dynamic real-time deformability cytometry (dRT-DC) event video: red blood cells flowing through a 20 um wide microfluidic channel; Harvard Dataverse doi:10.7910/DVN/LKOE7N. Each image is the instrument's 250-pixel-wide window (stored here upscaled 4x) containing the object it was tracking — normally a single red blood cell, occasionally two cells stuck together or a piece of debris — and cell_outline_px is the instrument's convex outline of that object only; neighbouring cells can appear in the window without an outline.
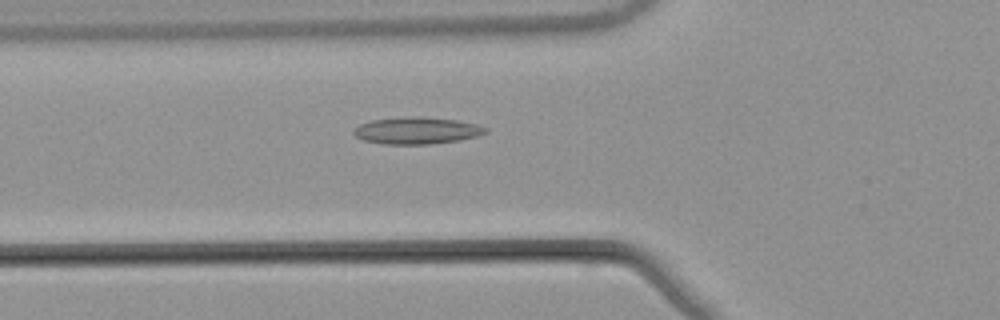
{"species": "common noctule bat (a hibernating species)", "species_latin": "Nyctalus noctula", "temperature_condition": "warm", "stored_images_in_passage": 54, "camera_frame_rate_fps": 3000, "um_per_image_px": 0.085, "animal": {"sex": "male", "body_mass_g": 21.5, "forearm_length_mm": 52.0}, "frame": {"image": 1, "passage_image": 20, "time_ms": 6.333, "image_size_px": [1000, 320], "cell_outline_px": [[488, 132], [476, 136], [460, 140], [432, 144], [384, 144], [364, 140], [356, 136], [352, 132], [352, 128], [360, 124], [372, 120], [404, 116], [416, 116], [456, 120], [476, 124], [488, 128]], "centroid_in_image_um": [35.41, 11.09], "position_along_channel_um": 90.4, "area_um2": 20.75}}
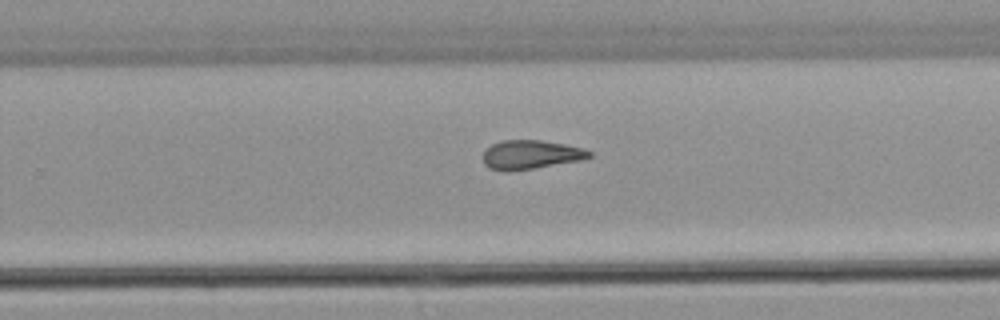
{"frame": {"image": 2, "passage_image": 35, "time_ms": 11.333, "image_size_px": [1000, 320], "cell_outline_px": [[592, 156], [580, 160], [536, 168], [508, 172], [488, 168], [484, 164], [484, 152], [492, 144], [500, 140], [540, 140], [564, 144], [584, 148], [592, 152]], "centroid_in_image_um": [45.11, 13.15], "position_along_channel_um": 284.7, "area_um2": 17.98}}
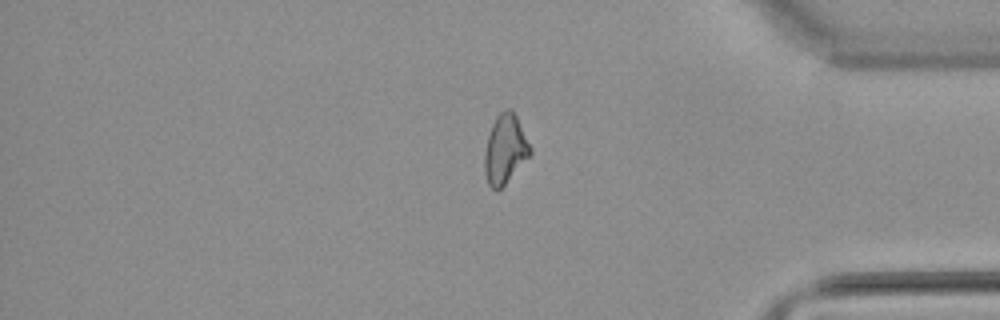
{"frame": {"image": 3, "passage_image": 45, "time_ms": 14.667, "image_size_px": [1000, 320], "cell_outline_px": [[532, 152], [504, 184], [496, 192], [488, 184], [484, 172], [484, 152], [488, 136], [492, 124], [496, 116], [504, 108], [512, 108], [532, 148]], "centroid_in_image_um": [42.91, 12.65], "position_along_channel_um": 392.3, "area_um2": 18.26}, "authors_computed_cell_mechanics": {"area_um2": 18.7561, "velocity_mm_per_s": 3.8847, "shape_relaxation_time_tau1_ms": null, "shape_relaxation_time_tau2_ms": 5.444, "deformation_change_tau1": null, "deformation_change_tau2": 0.1531}}